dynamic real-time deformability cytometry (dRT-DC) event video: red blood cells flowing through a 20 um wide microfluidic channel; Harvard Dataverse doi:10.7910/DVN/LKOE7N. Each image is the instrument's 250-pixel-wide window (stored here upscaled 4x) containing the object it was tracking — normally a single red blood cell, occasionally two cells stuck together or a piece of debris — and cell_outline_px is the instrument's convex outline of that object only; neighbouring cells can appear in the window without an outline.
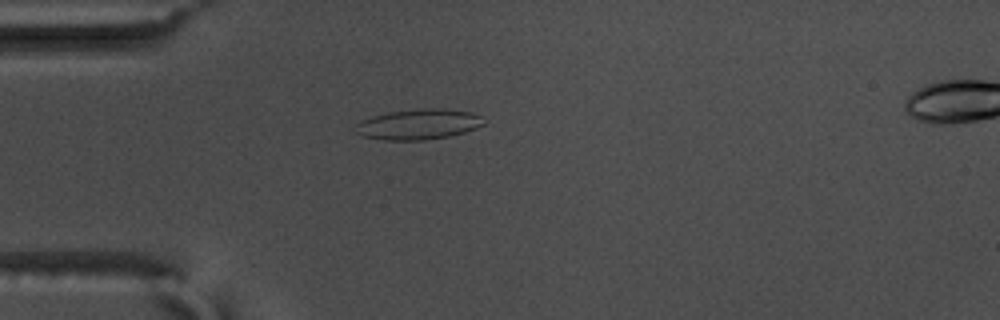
{"species": "common noctule bat (a hibernating species)", "species_latin": "Nyctalus noctula", "temperature_condition": "warm", "stored_images_in_passage": 46, "camera_frame_rate_fps": 3000, "um_per_image_px": 0.085, "animal": {"sex": "male", "body_mass_g": 17.5, "forearm_length_mm": 52.3}, "frame": {"image": 1, "passage_image": 6, "time_ms": 1.667, "image_size_px": [1000, 320], "cell_outline_px": [[488, 120], [484, 124], [476, 128], [464, 132], [448, 136], [424, 140], [384, 140], [360, 136], [356, 132], [356, 124], [360, 120], [372, 116], [388, 112], [424, 108], [440, 108], [472, 112], [484, 116]], "centroid_in_image_um": [35.6, 10.56], "position_along_channel_um": 49.4, "area_um2": 23.0}}
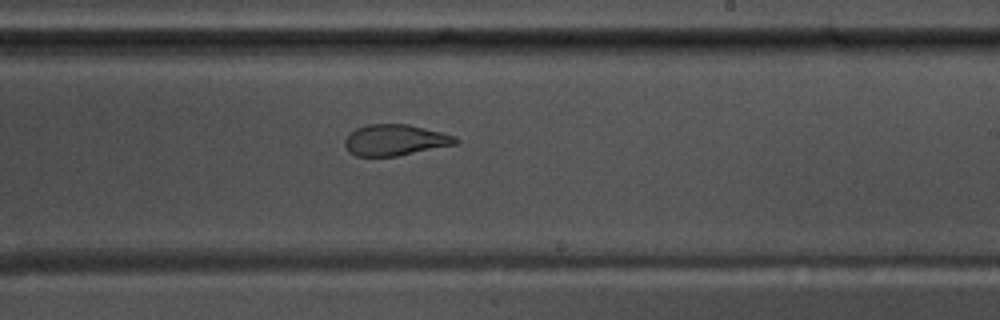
{"frame": {"image": 2, "passage_image": 24, "time_ms": 7.667, "image_size_px": [1000, 320], "cell_outline_px": [[460, 140], [456, 144], [396, 156], [356, 156], [348, 152], [344, 144], [344, 140], [348, 132], [356, 128], [368, 124], [408, 124], [456, 136]], "centroid_in_image_um": [33.54, 11.9], "position_along_channel_um": 255.5, "area_um2": 20.11}}
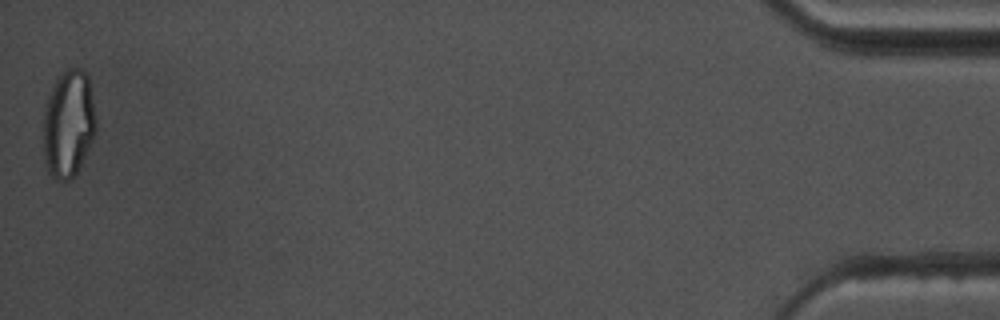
{"frame": {"image": 3, "passage_image": 46, "time_ms": 15.0, "image_size_px": [1000, 320], "cell_outline_px": [[96, 132], [76, 172], [68, 180], [56, 180], [48, 172], [44, 160], [44, 104], [56, 80], [68, 68], [80, 68], [88, 76], [96, 116]], "centroid_in_image_um": [5.81, 10.51], "position_along_channel_um": 429.4, "area_um2": 32.71}, "authors_computed_cell_mechanics": {"area_um2": 22.7732, "velocity_mm_per_s": 3.6545, "shape_relaxation_time_tau1_ms": null, "shape_relaxation_time_tau2_ms": 1.7818, "deformation_change_tau1": null, "deformation_change_tau2": 0.0947}}